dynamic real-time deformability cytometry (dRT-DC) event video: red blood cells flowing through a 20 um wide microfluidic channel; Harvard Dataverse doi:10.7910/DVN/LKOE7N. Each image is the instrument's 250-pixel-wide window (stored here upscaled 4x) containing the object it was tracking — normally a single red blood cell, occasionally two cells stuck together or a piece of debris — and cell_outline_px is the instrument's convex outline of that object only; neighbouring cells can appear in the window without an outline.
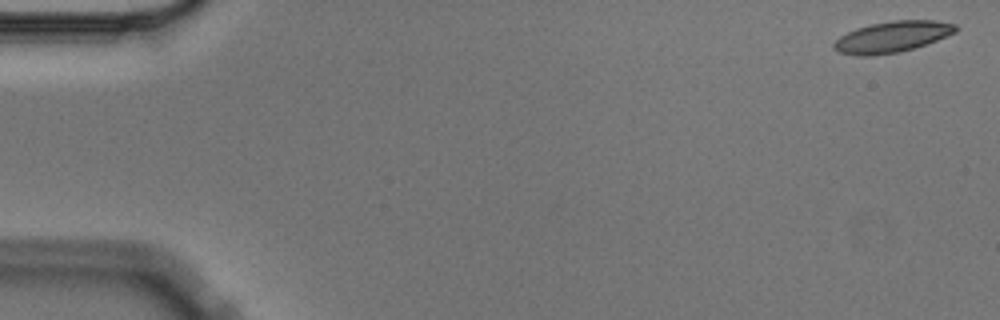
{"species": "Egyptian fruit bat (a non-hibernating species)", "species_latin": "Rousettus aegyptiacus", "temperature_condition": "cold", "stored_images_in_passage": 5, "camera_frame_rate_fps": 3000, "um_per_image_px": 0.085, "animal": {"sex": "male"}, "frame": {"image": 1, "passage_image": 1, "time_ms": 0.0, "image_size_px": [1000, 320], "cell_outline_px": [[960, 28], [956, 32], [936, 40], [900, 52], [872, 56], [856, 56], [840, 52], [832, 48], [832, 44], [840, 36], [856, 28], [872, 24], [892, 20], [936, 20], [956, 24]], "centroid_in_image_um": [75.83, 3.13], "position_along_channel_um": 9.2, "area_um2": 22.08}}
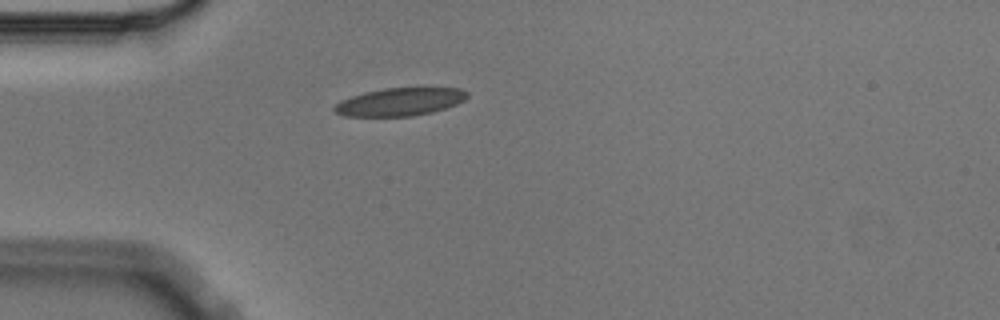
{"frame": {"image": 2, "passage_image": 5, "time_ms": 1.333, "image_size_px": [1000, 320], "cell_outline_px": [[468, 96], [464, 100], [456, 104], [432, 112], [412, 116], [344, 116], [336, 112], [332, 108], [340, 100], [364, 92], [384, 88], [460, 88], [468, 92]], "centroid_in_image_um": [33.98, 8.65], "position_along_channel_um": 51.0, "area_um2": 21.5}}